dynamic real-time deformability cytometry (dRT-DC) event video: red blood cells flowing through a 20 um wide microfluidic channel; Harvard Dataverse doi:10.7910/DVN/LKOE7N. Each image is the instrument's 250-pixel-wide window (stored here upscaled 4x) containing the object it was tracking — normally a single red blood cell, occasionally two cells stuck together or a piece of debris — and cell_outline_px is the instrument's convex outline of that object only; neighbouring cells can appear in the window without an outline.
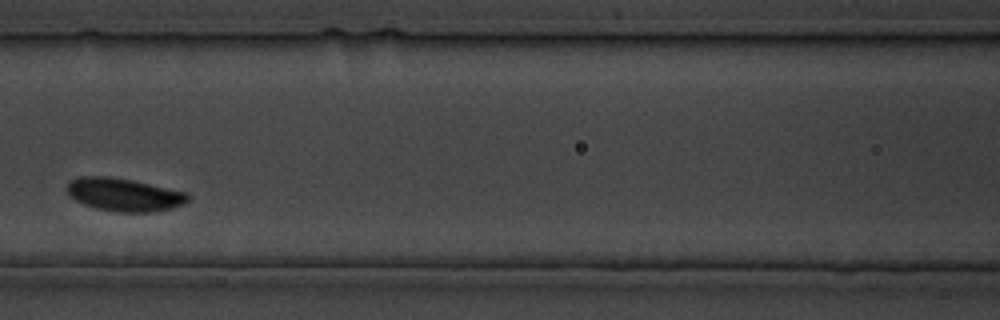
{"species": "common noctule bat (a hibernating species)", "species_latin": "Nyctalus noctula", "temperature_condition": "cold", "stored_images_in_passage": 25, "camera_frame_rate_fps": 3000, "um_per_image_px": 0.085, "animal": {"sex": "male", "body_mass_g": 19.5, "forearm_length_mm": 54.6}, "frame": {"image": 1, "passage_image": 8, "time_ms": 8.333, "image_size_px": [1000, 320], "cell_outline_px": [[192, 196], [184, 204], [172, 208], [148, 212], [116, 212], [96, 208], [84, 204], [68, 196], [68, 180], [80, 176], [108, 176], [132, 180], [188, 192]], "centroid_in_image_um": [10.56, 16.54], "position_along_channel_um": 156.0, "area_um2": 23.41}}
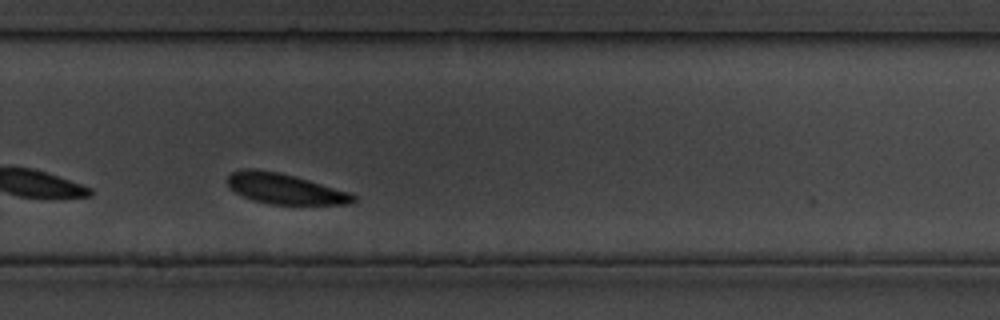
{"frame": {"image": 2, "passage_image": 18, "time_ms": 19.333, "image_size_px": [1000, 320], "cell_outline_px": [[356, 200], [352, 204], [268, 204], [252, 200], [236, 192], [228, 184], [228, 176], [232, 172], [240, 168], [256, 168], [280, 172], [352, 192], [356, 196]], "centroid_in_image_um": [24.24, 16.03], "position_along_channel_um": 305.6, "area_um2": 22.48}}